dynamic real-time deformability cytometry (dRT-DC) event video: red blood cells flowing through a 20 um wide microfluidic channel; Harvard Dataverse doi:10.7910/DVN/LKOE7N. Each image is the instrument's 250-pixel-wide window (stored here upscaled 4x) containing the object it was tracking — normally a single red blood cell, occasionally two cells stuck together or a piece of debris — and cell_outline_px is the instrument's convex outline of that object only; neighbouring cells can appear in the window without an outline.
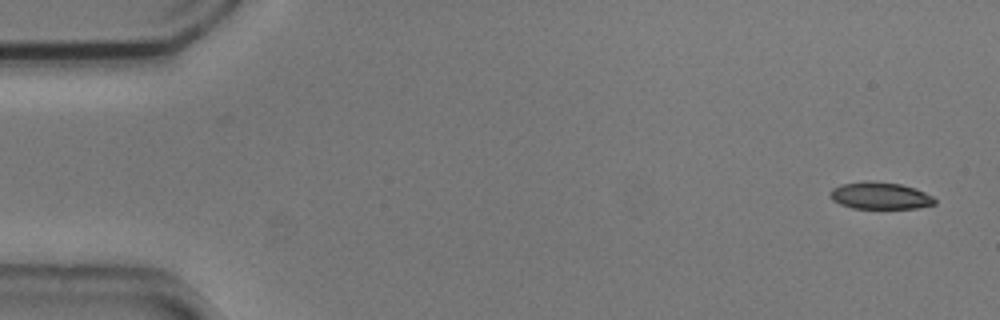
{"species": "common noctule bat (a hibernating species)", "species_latin": "Nyctalus noctula", "temperature_condition": "cold", "stored_images_in_passage": 5, "camera_frame_rate_fps": 3000, "um_per_image_px": 0.085, "animal": {"sex": "male", "body_mass_g": 20.5, "forearm_length_mm": 52.5}, "frame": {"image": 1, "passage_image": 1, "time_ms": 0.0, "image_size_px": [1000, 320], "cell_outline_px": [[936, 204], [916, 208], [852, 208], [840, 204], [832, 200], [828, 196], [828, 192], [832, 188], [840, 184], [864, 180], [868, 180], [900, 184], [916, 188], [932, 196], [936, 200]], "centroid_in_image_um": [74.76, 16.62], "position_along_channel_um": 10.2, "area_um2": 16.7}}
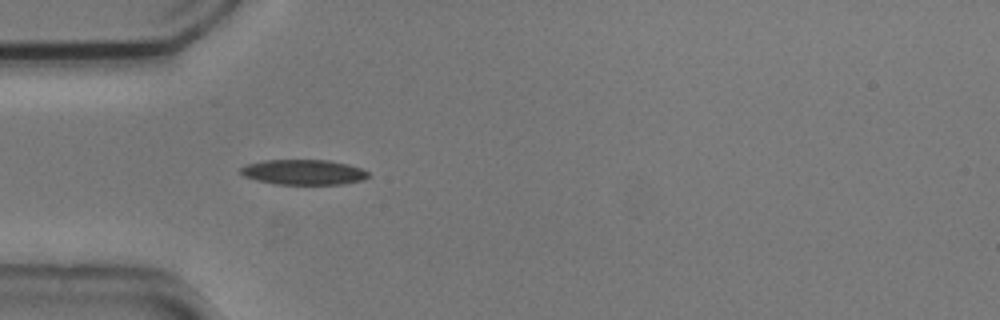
{"frame": {"image": 2, "passage_image": 5, "time_ms": 1.333, "image_size_px": [1000, 320], "cell_outline_px": [[368, 176], [364, 180], [340, 184], [276, 184], [256, 180], [244, 176], [240, 172], [240, 168], [248, 164], [264, 160], [328, 160], [348, 164], [360, 168], [368, 172]], "centroid_in_image_um": [25.8, 14.63], "position_along_channel_um": 59.2, "area_um2": 18.61}}